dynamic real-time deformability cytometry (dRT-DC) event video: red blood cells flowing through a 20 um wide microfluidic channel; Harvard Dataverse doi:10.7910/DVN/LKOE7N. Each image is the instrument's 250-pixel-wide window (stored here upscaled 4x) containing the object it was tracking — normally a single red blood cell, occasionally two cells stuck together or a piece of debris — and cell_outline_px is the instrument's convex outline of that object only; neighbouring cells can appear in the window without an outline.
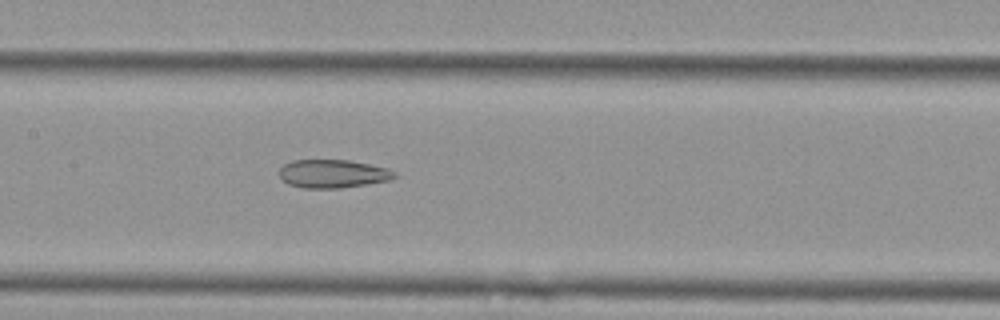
{"species": "Egyptian fruit bat (a non-hibernating species)", "species_latin": "Rousettus aegyptiacus", "temperature_condition": "cold", "stored_images_in_passage": 39, "camera_frame_rate_fps": 3000, "um_per_image_px": 0.085, "animal": {"sex": "female"}, "frame": {"image": 1, "passage_image": 11, "time_ms": 3.333, "image_size_px": [1000, 320], "cell_outline_px": [[396, 176], [388, 180], [340, 188], [304, 188], [288, 184], [280, 176], [280, 168], [284, 164], [292, 160], [348, 160], [388, 168], [396, 172]], "centroid_in_image_um": [28.27, 14.76], "position_along_channel_um": 179.1, "area_um2": 18.79}}
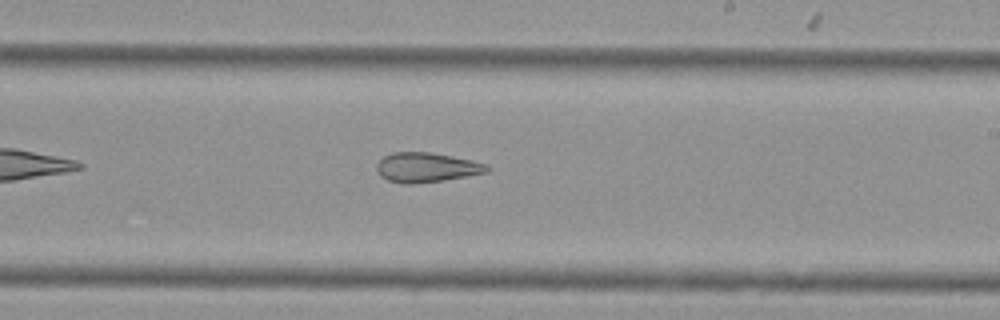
{"frame": {"image": 2, "passage_image": 17, "time_ms": 5.333, "image_size_px": [1000, 320], "cell_outline_px": [[492, 168], [488, 172], [444, 180], [412, 184], [404, 184], [388, 180], [380, 176], [376, 168], [376, 164], [384, 156], [392, 152], [428, 152], [452, 156], [472, 160], [484, 164]], "centroid_in_image_um": [36.23, 14.23], "position_along_channel_um": 252.8, "area_um2": 19.02}}
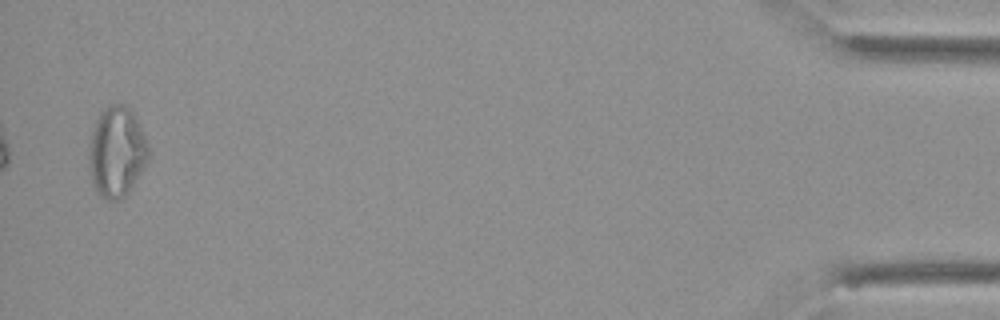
{"frame": {"image": 3, "passage_image": 38, "time_ms": 12.333, "image_size_px": [1000, 320], "cell_outline_px": [[148, 160], [132, 188], [120, 200], [108, 200], [100, 196], [96, 192], [92, 184], [88, 168], [88, 148], [92, 128], [100, 112], [104, 108], [112, 104], [124, 104], [136, 116], [148, 144]], "centroid_in_image_um": [9.89, 12.92], "position_along_channel_um": 425.3, "area_um2": 31.79}, "authors_computed_cell_mechanics": {"area_um2": 20.6924, "velocity_mm_per_s": 3.6971, "shape_relaxation_time_tau1_ms": null, "shape_relaxation_time_tau2_ms": 4.2666, "deformation_change_tau1": null, "deformation_change_tau2": 0.1354}}